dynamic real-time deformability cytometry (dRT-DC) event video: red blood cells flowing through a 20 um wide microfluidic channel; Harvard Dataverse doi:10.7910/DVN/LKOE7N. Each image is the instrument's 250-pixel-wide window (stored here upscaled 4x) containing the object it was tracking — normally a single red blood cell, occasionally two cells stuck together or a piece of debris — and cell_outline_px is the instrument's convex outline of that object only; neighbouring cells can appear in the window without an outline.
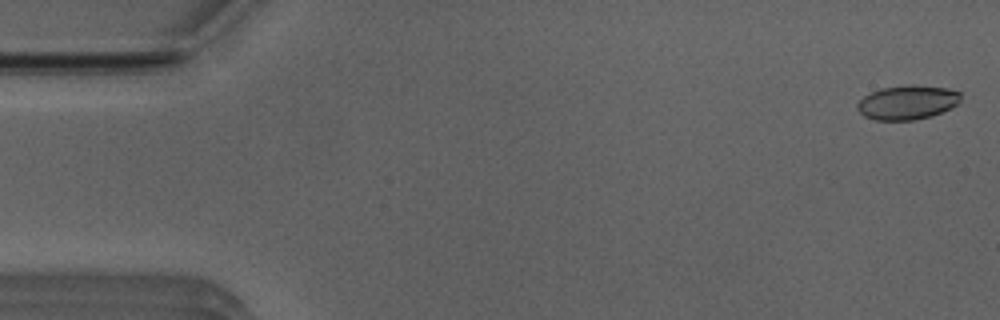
{"species": "Egyptian fruit bat (a non-hibernating species)", "species_latin": "Rousettus aegyptiacus", "temperature_condition": "room temperature", "stored_images_in_passage": 51, "camera_frame_rate_fps": 3000, "um_per_image_px": 0.085, "animal": {"sex": "male"}, "frame": {"image": 1, "passage_image": 1, "time_ms": 0.0, "image_size_px": [1000, 320], "cell_outline_px": [[960, 104], [932, 116], [912, 120], [876, 120], [864, 116], [856, 108], [856, 104], [864, 96], [880, 88], [908, 84], [912, 84], [948, 88], [960, 92]], "centroid_in_image_um": [77.14, 8.69], "position_along_channel_um": 7.9, "area_um2": 20.81}}
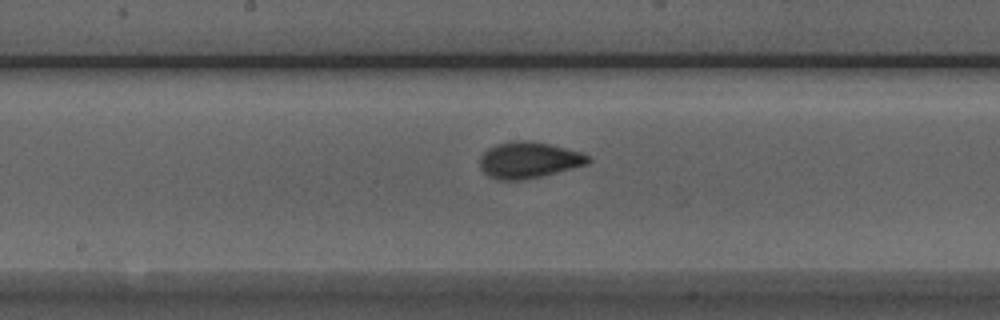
{"frame": {"image": 2, "passage_image": 26, "time_ms": 8.333, "image_size_px": [1000, 320], "cell_outline_px": [[592, 160], [588, 164], [524, 180], [496, 180], [488, 176], [480, 168], [480, 156], [488, 148], [496, 144], [512, 140], [528, 140], [548, 144], [580, 152], [588, 156]], "centroid_in_image_um": [44.9, 13.6], "position_along_channel_um": 203.3, "area_um2": 22.83}}
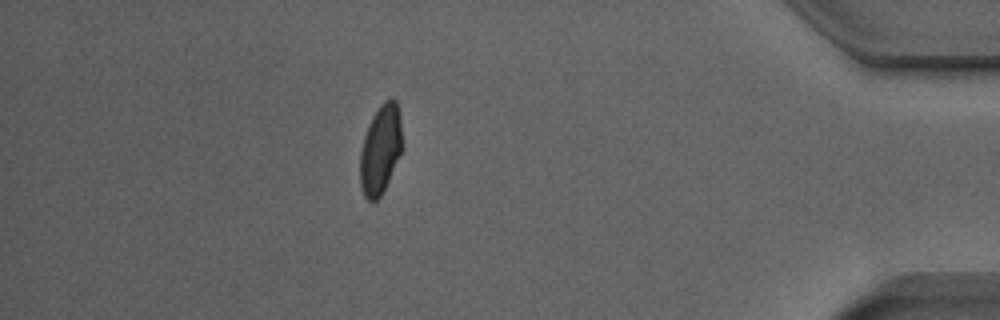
{"frame": {"image": 3, "passage_image": 45, "time_ms": 14.667, "image_size_px": [1000, 320], "cell_outline_px": [[404, 148], [380, 196], [376, 200], [368, 200], [364, 196], [360, 184], [360, 152], [364, 136], [368, 124], [372, 116], [380, 104], [384, 100], [392, 96], [396, 100], [400, 112]], "centroid_in_image_um": [32.37, 12.63], "position_along_channel_um": 402.8, "area_um2": 22.31}, "authors_computed_cell_mechanics": {"area_um2": 21.8484, "velocity_mm_per_s": 3.9517, "shape_relaxation_time_tau1_ms": 3.4005, "shape_relaxation_time_tau2_ms": 0.8276, "deformation_change_tau1": 0.1428, "deformation_change_tau2": 0.0548}}